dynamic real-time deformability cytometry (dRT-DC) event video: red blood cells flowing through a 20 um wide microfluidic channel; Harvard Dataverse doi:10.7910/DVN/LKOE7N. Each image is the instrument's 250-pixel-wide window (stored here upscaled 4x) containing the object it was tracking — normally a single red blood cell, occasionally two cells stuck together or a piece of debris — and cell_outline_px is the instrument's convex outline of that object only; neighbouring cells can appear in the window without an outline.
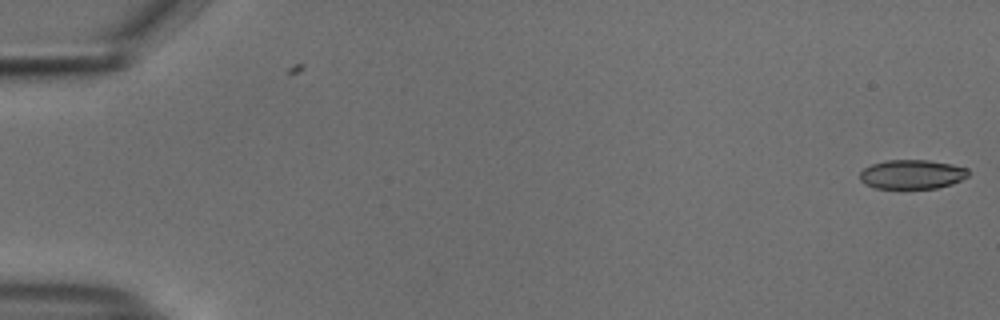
{"species": "common noctule bat (a hibernating species)", "species_latin": "Nyctalus noctula", "temperature_condition": "cold", "stored_images_in_passage": 3, "camera_frame_rate_fps": 3000, "um_per_image_px": 0.085, "animal": {"sex": "male", "body_mass_g": 18.8}, "frame": {"image": 1, "passage_image": 3, "time_ms": 0.667, "image_size_px": [1000, 320], "cell_outline_px": [[968, 176], [952, 184], [936, 188], [876, 188], [864, 184], [860, 180], [860, 172], [864, 168], [872, 164], [884, 160], [928, 160], [952, 164], [968, 168]], "centroid_in_image_um": [77.51, 14.81], "position_along_channel_um": 7.5, "area_um2": 18.5}}